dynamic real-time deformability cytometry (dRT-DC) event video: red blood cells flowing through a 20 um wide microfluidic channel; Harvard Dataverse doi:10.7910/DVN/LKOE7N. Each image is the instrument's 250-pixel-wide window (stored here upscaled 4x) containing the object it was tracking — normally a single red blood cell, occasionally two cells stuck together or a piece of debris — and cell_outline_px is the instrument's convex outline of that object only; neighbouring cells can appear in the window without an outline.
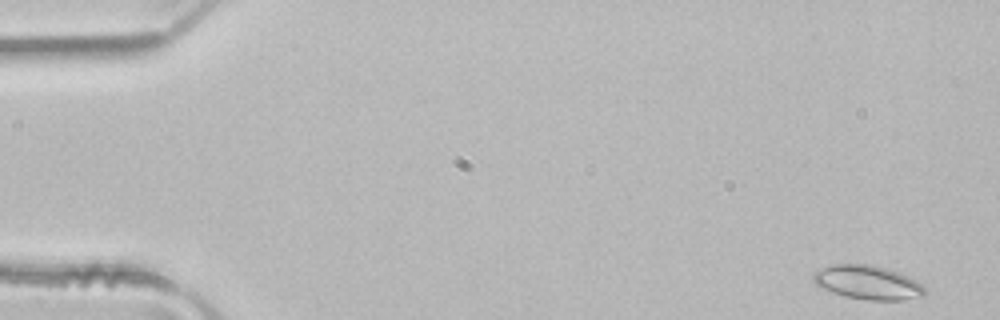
{"species": "common noctule bat (a hibernating species)", "species_latin": "Nyctalus noctula", "temperature_condition": "room temperature", "stored_images_in_passage": 3, "camera_frame_rate_fps": 3000, "um_per_image_px": 0.085, "animal": {"sex": "male", "body_mass_g": 21.5, "forearm_length_mm": 52.0}, "frame": {"image": 1, "passage_image": 1, "time_ms": 0.0, "image_size_px": [1000, 320], "cell_outline_px": [[924, 296], [900, 300], [868, 300], [844, 296], [832, 292], [816, 284], [812, 280], [812, 276], [816, 272], [832, 264], [868, 264], [888, 268], [900, 272], [916, 280], [924, 288]], "centroid_in_image_um": [73.77, 24.0], "position_along_channel_um": 11.2, "area_um2": 21.91}}